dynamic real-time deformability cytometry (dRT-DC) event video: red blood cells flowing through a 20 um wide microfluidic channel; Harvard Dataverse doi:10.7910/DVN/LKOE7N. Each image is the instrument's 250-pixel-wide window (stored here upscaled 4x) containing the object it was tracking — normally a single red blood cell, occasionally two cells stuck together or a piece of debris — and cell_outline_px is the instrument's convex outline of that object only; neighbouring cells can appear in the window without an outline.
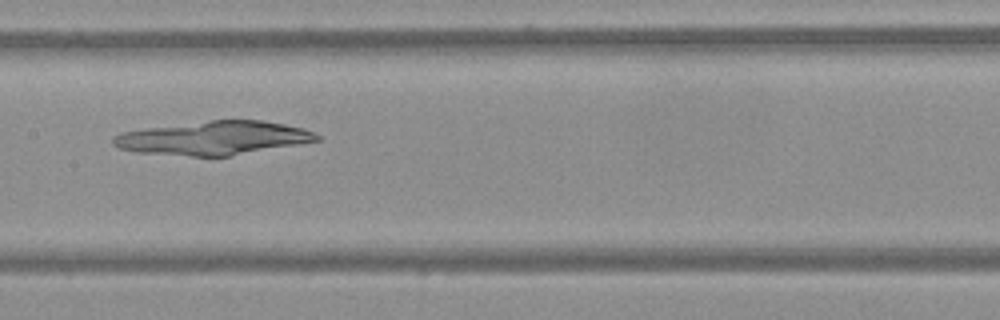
{"species": "Egyptian fruit bat (a non-hibernating species)", "species_latin": "Rousettus aegyptiacus", "temperature_condition": "warm", "stored_images_in_passage": 60, "camera_frame_rate_fps": 3000, "um_per_image_px": 0.085, "frame": {"image": 1, "passage_image": 31, "time_ms": 10.0, "image_size_px": [1000, 320], "cell_outline_px": [[320, 140], [300, 144], [228, 156], [192, 156], [136, 152], [120, 148], [112, 144], [112, 136], [120, 132], [148, 128], [212, 120], [260, 120], [284, 124], [304, 128], [320, 136]], "centroid_in_image_um": [18.15, 11.73], "position_along_channel_um": 189.2, "area_um2": 39.59}}